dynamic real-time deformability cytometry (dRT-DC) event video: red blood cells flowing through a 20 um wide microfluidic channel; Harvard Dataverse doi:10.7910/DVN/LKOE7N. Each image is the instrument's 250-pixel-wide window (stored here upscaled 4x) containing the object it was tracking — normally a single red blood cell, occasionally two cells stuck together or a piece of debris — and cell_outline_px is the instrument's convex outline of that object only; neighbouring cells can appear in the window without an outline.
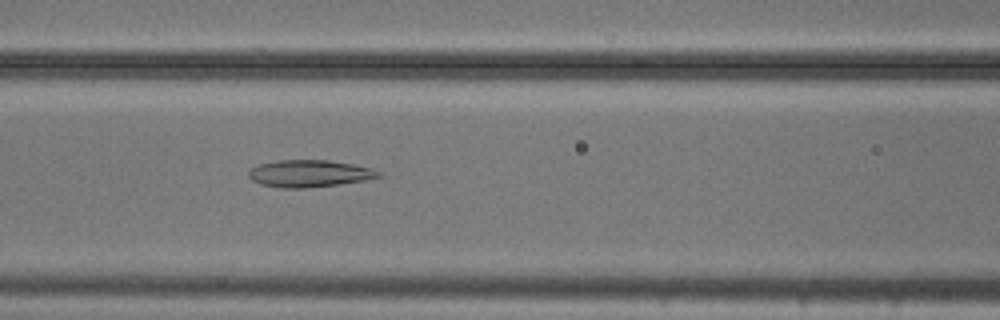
{"species": "common noctule bat (a hibernating species)", "species_latin": "Nyctalus noctula", "temperature_condition": "cold", "stored_images_in_passage": 46, "camera_frame_rate_fps": 3000, "um_per_image_px": 0.085, "animal": {"sex": "male", "body_mass_g": 20.5, "forearm_length_mm": 52.5}, "frame": {"image": 1, "passage_image": 15, "time_ms": 4.667, "image_size_px": [1000, 320], "cell_outline_px": [[384, 176], [364, 180], [340, 184], [308, 188], [280, 188], [260, 184], [252, 180], [248, 176], [248, 172], [252, 168], [260, 164], [280, 160], [328, 160], [352, 164], [372, 168], [384, 172]], "centroid_in_image_um": [26.34, 14.75], "position_along_channel_um": 140.3, "area_um2": 20.63}}
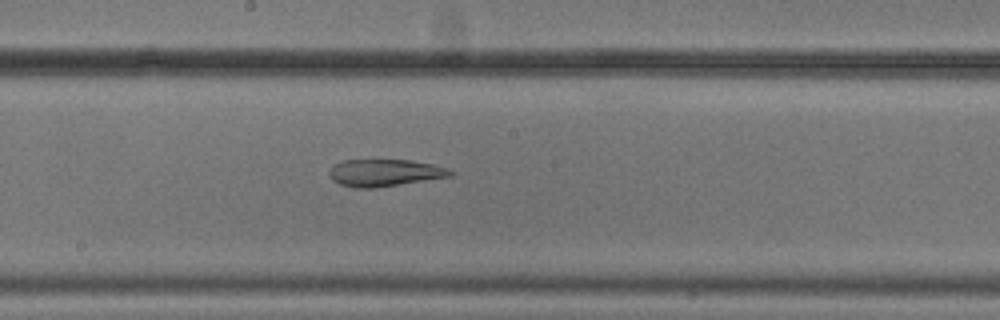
{"frame": {"image": 2, "passage_image": 21, "time_ms": 6.667, "image_size_px": [1000, 320], "cell_outline_px": [[452, 176], [376, 188], [356, 188], [340, 184], [332, 180], [328, 172], [332, 164], [340, 160], [408, 160], [432, 164], [448, 168], [452, 172]], "centroid_in_image_um": [32.64, 14.68], "position_along_channel_um": 215.6, "area_um2": 19.19}}
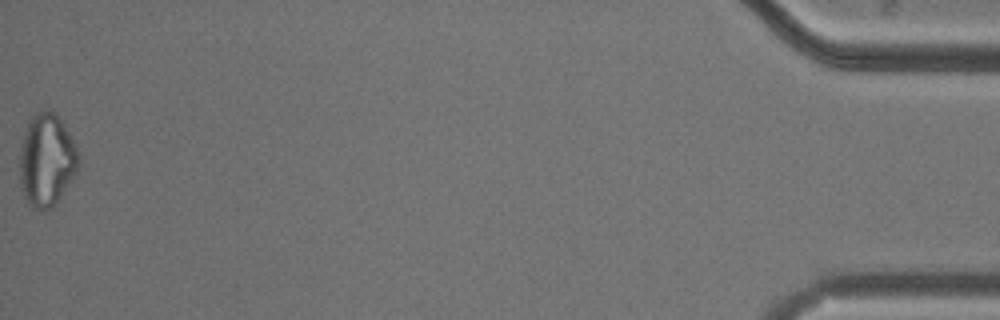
{"frame": {"image": 3, "passage_image": 46, "time_ms": 15.0, "image_size_px": [1000, 320], "cell_outline_px": [[80, 160], [76, 172], [56, 204], [48, 212], [44, 212], [32, 208], [28, 204], [24, 196], [20, 180], [20, 148], [24, 132], [32, 116], [36, 112], [44, 108], [52, 108], [56, 112], [76, 144], [80, 152]], "centroid_in_image_um": [3.98, 13.6], "position_along_channel_um": 431.2, "area_um2": 32.43}, "authors_computed_cell_mechanics": {"area_um2": 22.0218, "velocity_mm_per_s": 3.7563, "shape_relaxation_time_tau1_ms": null, "shape_relaxation_time_tau2_ms": 6.8296, "deformation_change_tau1": null, "deformation_change_tau2": 0.1814}}